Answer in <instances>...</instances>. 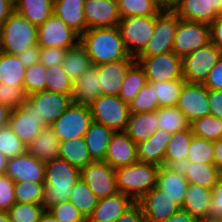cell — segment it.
Listing matches in <instances>:
<instances>
[{
	"instance_id": "obj_1",
	"label": "cell",
	"mask_w": 222,
	"mask_h": 222,
	"mask_svg": "<svg viewBox=\"0 0 222 222\" xmlns=\"http://www.w3.org/2000/svg\"><path fill=\"white\" fill-rule=\"evenodd\" d=\"M80 44L91 57L94 66L136 58L127 52L117 26L87 29L80 36Z\"/></svg>"
},
{
	"instance_id": "obj_2",
	"label": "cell",
	"mask_w": 222,
	"mask_h": 222,
	"mask_svg": "<svg viewBox=\"0 0 222 222\" xmlns=\"http://www.w3.org/2000/svg\"><path fill=\"white\" fill-rule=\"evenodd\" d=\"M80 179V170L61 158L45 163V189L43 204L45 210L57 203L69 201L73 186Z\"/></svg>"
},
{
	"instance_id": "obj_3",
	"label": "cell",
	"mask_w": 222,
	"mask_h": 222,
	"mask_svg": "<svg viewBox=\"0 0 222 222\" xmlns=\"http://www.w3.org/2000/svg\"><path fill=\"white\" fill-rule=\"evenodd\" d=\"M158 170V165L140 161L115 169L119 192L139 201L156 186Z\"/></svg>"
},
{
	"instance_id": "obj_4",
	"label": "cell",
	"mask_w": 222,
	"mask_h": 222,
	"mask_svg": "<svg viewBox=\"0 0 222 222\" xmlns=\"http://www.w3.org/2000/svg\"><path fill=\"white\" fill-rule=\"evenodd\" d=\"M38 43V27L14 10L0 28V51L18 55Z\"/></svg>"
},
{
	"instance_id": "obj_5",
	"label": "cell",
	"mask_w": 222,
	"mask_h": 222,
	"mask_svg": "<svg viewBox=\"0 0 222 222\" xmlns=\"http://www.w3.org/2000/svg\"><path fill=\"white\" fill-rule=\"evenodd\" d=\"M127 52L137 57L154 34L155 16L121 18L117 25Z\"/></svg>"
},
{
	"instance_id": "obj_6",
	"label": "cell",
	"mask_w": 222,
	"mask_h": 222,
	"mask_svg": "<svg viewBox=\"0 0 222 222\" xmlns=\"http://www.w3.org/2000/svg\"><path fill=\"white\" fill-rule=\"evenodd\" d=\"M92 121L113 131H125L129 116V104L119 96L100 95L90 105Z\"/></svg>"
},
{
	"instance_id": "obj_7",
	"label": "cell",
	"mask_w": 222,
	"mask_h": 222,
	"mask_svg": "<svg viewBox=\"0 0 222 222\" xmlns=\"http://www.w3.org/2000/svg\"><path fill=\"white\" fill-rule=\"evenodd\" d=\"M179 21V17L172 9H162L155 16L153 36L145 49L137 57H150L173 51V41Z\"/></svg>"
},
{
	"instance_id": "obj_8",
	"label": "cell",
	"mask_w": 222,
	"mask_h": 222,
	"mask_svg": "<svg viewBox=\"0 0 222 222\" xmlns=\"http://www.w3.org/2000/svg\"><path fill=\"white\" fill-rule=\"evenodd\" d=\"M222 57V48L213 43L198 48L182 58L183 78L188 83L204 84L210 70Z\"/></svg>"
},
{
	"instance_id": "obj_9",
	"label": "cell",
	"mask_w": 222,
	"mask_h": 222,
	"mask_svg": "<svg viewBox=\"0 0 222 222\" xmlns=\"http://www.w3.org/2000/svg\"><path fill=\"white\" fill-rule=\"evenodd\" d=\"M92 122L89 105L72 104L50 126L60 142L84 137Z\"/></svg>"
},
{
	"instance_id": "obj_10",
	"label": "cell",
	"mask_w": 222,
	"mask_h": 222,
	"mask_svg": "<svg viewBox=\"0 0 222 222\" xmlns=\"http://www.w3.org/2000/svg\"><path fill=\"white\" fill-rule=\"evenodd\" d=\"M136 61L145 71L147 82H166L184 79L182 58L173 51L150 57H136Z\"/></svg>"
},
{
	"instance_id": "obj_11",
	"label": "cell",
	"mask_w": 222,
	"mask_h": 222,
	"mask_svg": "<svg viewBox=\"0 0 222 222\" xmlns=\"http://www.w3.org/2000/svg\"><path fill=\"white\" fill-rule=\"evenodd\" d=\"M210 43L208 24L180 20L173 41V52L180 58Z\"/></svg>"
},
{
	"instance_id": "obj_12",
	"label": "cell",
	"mask_w": 222,
	"mask_h": 222,
	"mask_svg": "<svg viewBox=\"0 0 222 222\" xmlns=\"http://www.w3.org/2000/svg\"><path fill=\"white\" fill-rule=\"evenodd\" d=\"M80 178L99 199L119 192L115 169L105 161L89 163L80 170Z\"/></svg>"
},
{
	"instance_id": "obj_13",
	"label": "cell",
	"mask_w": 222,
	"mask_h": 222,
	"mask_svg": "<svg viewBox=\"0 0 222 222\" xmlns=\"http://www.w3.org/2000/svg\"><path fill=\"white\" fill-rule=\"evenodd\" d=\"M80 43V35L52 14L38 27V45L40 47H61L71 49Z\"/></svg>"
},
{
	"instance_id": "obj_14",
	"label": "cell",
	"mask_w": 222,
	"mask_h": 222,
	"mask_svg": "<svg viewBox=\"0 0 222 222\" xmlns=\"http://www.w3.org/2000/svg\"><path fill=\"white\" fill-rule=\"evenodd\" d=\"M36 110L43 126L54 123L72 104V97L52 91H37L26 98Z\"/></svg>"
},
{
	"instance_id": "obj_15",
	"label": "cell",
	"mask_w": 222,
	"mask_h": 222,
	"mask_svg": "<svg viewBox=\"0 0 222 222\" xmlns=\"http://www.w3.org/2000/svg\"><path fill=\"white\" fill-rule=\"evenodd\" d=\"M176 107L184 113L190 123L209 116L208 89L203 84L185 82Z\"/></svg>"
},
{
	"instance_id": "obj_16",
	"label": "cell",
	"mask_w": 222,
	"mask_h": 222,
	"mask_svg": "<svg viewBox=\"0 0 222 222\" xmlns=\"http://www.w3.org/2000/svg\"><path fill=\"white\" fill-rule=\"evenodd\" d=\"M35 111L26 99L22 107L10 112L8 125L26 146L34 141L44 127Z\"/></svg>"
},
{
	"instance_id": "obj_17",
	"label": "cell",
	"mask_w": 222,
	"mask_h": 222,
	"mask_svg": "<svg viewBox=\"0 0 222 222\" xmlns=\"http://www.w3.org/2000/svg\"><path fill=\"white\" fill-rule=\"evenodd\" d=\"M137 203L141 206L144 218L149 221L164 222L181 209L173 198L155 186Z\"/></svg>"
},
{
	"instance_id": "obj_18",
	"label": "cell",
	"mask_w": 222,
	"mask_h": 222,
	"mask_svg": "<svg viewBox=\"0 0 222 222\" xmlns=\"http://www.w3.org/2000/svg\"><path fill=\"white\" fill-rule=\"evenodd\" d=\"M5 174L14 182L45 183V163L26 152L8 159Z\"/></svg>"
},
{
	"instance_id": "obj_19",
	"label": "cell",
	"mask_w": 222,
	"mask_h": 222,
	"mask_svg": "<svg viewBox=\"0 0 222 222\" xmlns=\"http://www.w3.org/2000/svg\"><path fill=\"white\" fill-rule=\"evenodd\" d=\"M104 161L114 169L138 162L137 144L125 131H114Z\"/></svg>"
},
{
	"instance_id": "obj_20",
	"label": "cell",
	"mask_w": 222,
	"mask_h": 222,
	"mask_svg": "<svg viewBox=\"0 0 222 222\" xmlns=\"http://www.w3.org/2000/svg\"><path fill=\"white\" fill-rule=\"evenodd\" d=\"M168 167L186 177L188 183L213 189L219 181V170L214 164L190 162L187 158L172 161Z\"/></svg>"
},
{
	"instance_id": "obj_21",
	"label": "cell",
	"mask_w": 222,
	"mask_h": 222,
	"mask_svg": "<svg viewBox=\"0 0 222 222\" xmlns=\"http://www.w3.org/2000/svg\"><path fill=\"white\" fill-rule=\"evenodd\" d=\"M220 0H178L171 8L180 20L210 25L218 14Z\"/></svg>"
},
{
	"instance_id": "obj_22",
	"label": "cell",
	"mask_w": 222,
	"mask_h": 222,
	"mask_svg": "<svg viewBox=\"0 0 222 222\" xmlns=\"http://www.w3.org/2000/svg\"><path fill=\"white\" fill-rule=\"evenodd\" d=\"M83 9L87 29L114 27L121 19L117 0H85Z\"/></svg>"
},
{
	"instance_id": "obj_23",
	"label": "cell",
	"mask_w": 222,
	"mask_h": 222,
	"mask_svg": "<svg viewBox=\"0 0 222 222\" xmlns=\"http://www.w3.org/2000/svg\"><path fill=\"white\" fill-rule=\"evenodd\" d=\"M135 61L136 58H125L97 65L101 94L119 96L126 72Z\"/></svg>"
},
{
	"instance_id": "obj_24",
	"label": "cell",
	"mask_w": 222,
	"mask_h": 222,
	"mask_svg": "<svg viewBox=\"0 0 222 222\" xmlns=\"http://www.w3.org/2000/svg\"><path fill=\"white\" fill-rule=\"evenodd\" d=\"M135 203L131 197L121 192L101 198L87 222H114Z\"/></svg>"
},
{
	"instance_id": "obj_25",
	"label": "cell",
	"mask_w": 222,
	"mask_h": 222,
	"mask_svg": "<svg viewBox=\"0 0 222 222\" xmlns=\"http://www.w3.org/2000/svg\"><path fill=\"white\" fill-rule=\"evenodd\" d=\"M212 190L189 183L181 209L187 211L198 221L210 218Z\"/></svg>"
},
{
	"instance_id": "obj_26",
	"label": "cell",
	"mask_w": 222,
	"mask_h": 222,
	"mask_svg": "<svg viewBox=\"0 0 222 222\" xmlns=\"http://www.w3.org/2000/svg\"><path fill=\"white\" fill-rule=\"evenodd\" d=\"M170 138V133L158 129L149 139L137 144L138 160L158 166L163 165Z\"/></svg>"
},
{
	"instance_id": "obj_27",
	"label": "cell",
	"mask_w": 222,
	"mask_h": 222,
	"mask_svg": "<svg viewBox=\"0 0 222 222\" xmlns=\"http://www.w3.org/2000/svg\"><path fill=\"white\" fill-rule=\"evenodd\" d=\"M99 79L98 68L93 65L79 79L73 81L72 102L90 105L101 95Z\"/></svg>"
},
{
	"instance_id": "obj_28",
	"label": "cell",
	"mask_w": 222,
	"mask_h": 222,
	"mask_svg": "<svg viewBox=\"0 0 222 222\" xmlns=\"http://www.w3.org/2000/svg\"><path fill=\"white\" fill-rule=\"evenodd\" d=\"M85 0H54V13L80 36L87 30Z\"/></svg>"
},
{
	"instance_id": "obj_29",
	"label": "cell",
	"mask_w": 222,
	"mask_h": 222,
	"mask_svg": "<svg viewBox=\"0 0 222 222\" xmlns=\"http://www.w3.org/2000/svg\"><path fill=\"white\" fill-rule=\"evenodd\" d=\"M60 141L53 128L44 126L40 134L29 144L26 152L41 162H48L59 157Z\"/></svg>"
},
{
	"instance_id": "obj_30",
	"label": "cell",
	"mask_w": 222,
	"mask_h": 222,
	"mask_svg": "<svg viewBox=\"0 0 222 222\" xmlns=\"http://www.w3.org/2000/svg\"><path fill=\"white\" fill-rule=\"evenodd\" d=\"M188 184L186 177L181 176L167 165L159 166L156 186L165 191L181 207Z\"/></svg>"
},
{
	"instance_id": "obj_31",
	"label": "cell",
	"mask_w": 222,
	"mask_h": 222,
	"mask_svg": "<svg viewBox=\"0 0 222 222\" xmlns=\"http://www.w3.org/2000/svg\"><path fill=\"white\" fill-rule=\"evenodd\" d=\"M158 130L156 111L132 113L125 129L126 134L136 143L146 141Z\"/></svg>"
},
{
	"instance_id": "obj_32",
	"label": "cell",
	"mask_w": 222,
	"mask_h": 222,
	"mask_svg": "<svg viewBox=\"0 0 222 222\" xmlns=\"http://www.w3.org/2000/svg\"><path fill=\"white\" fill-rule=\"evenodd\" d=\"M114 131L92 121L84 135L88 152L93 161H104L111 135Z\"/></svg>"
},
{
	"instance_id": "obj_33",
	"label": "cell",
	"mask_w": 222,
	"mask_h": 222,
	"mask_svg": "<svg viewBox=\"0 0 222 222\" xmlns=\"http://www.w3.org/2000/svg\"><path fill=\"white\" fill-rule=\"evenodd\" d=\"M15 10L39 27L54 13V0H16Z\"/></svg>"
},
{
	"instance_id": "obj_34",
	"label": "cell",
	"mask_w": 222,
	"mask_h": 222,
	"mask_svg": "<svg viewBox=\"0 0 222 222\" xmlns=\"http://www.w3.org/2000/svg\"><path fill=\"white\" fill-rule=\"evenodd\" d=\"M59 158L64 159L79 170L93 162L84 137L60 142Z\"/></svg>"
},
{
	"instance_id": "obj_35",
	"label": "cell",
	"mask_w": 222,
	"mask_h": 222,
	"mask_svg": "<svg viewBox=\"0 0 222 222\" xmlns=\"http://www.w3.org/2000/svg\"><path fill=\"white\" fill-rule=\"evenodd\" d=\"M26 67L17 55L0 51V83L10 86H24Z\"/></svg>"
},
{
	"instance_id": "obj_36",
	"label": "cell",
	"mask_w": 222,
	"mask_h": 222,
	"mask_svg": "<svg viewBox=\"0 0 222 222\" xmlns=\"http://www.w3.org/2000/svg\"><path fill=\"white\" fill-rule=\"evenodd\" d=\"M92 66L91 57L80 43L68 50L65 60L62 62L63 71L72 81L79 79Z\"/></svg>"
},
{
	"instance_id": "obj_37",
	"label": "cell",
	"mask_w": 222,
	"mask_h": 222,
	"mask_svg": "<svg viewBox=\"0 0 222 222\" xmlns=\"http://www.w3.org/2000/svg\"><path fill=\"white\" fill-rule=\"evenodd\" d=\"M147 83V78L144 69L135 61L126 72L119 97L122 101L130 103L141 88Z\"/></svg>"
},
{
	"instance_id": "obj_38",
	"label": "cell",
	"mask_w": 222,
	"mask_h": 222,
	"mask_svg": "<svg viewBox=\"0 0 222 222\" xmlns=\"http://www.w3.org/2000/svg\"><path fill=\"white\" fill-rule=\"evenodd\" d=\"M158 129L173 134L190 128V122L178 107H161L156 110Z\"/></svg>"
},
{
	"instance_id": "obj_39",
	"label": "cell",
	"mask_w": 222,
	"mask_h": 222,
	"mask_svg": "<svg viewBox=\"0 0 222 222\" xmlns=\"http://www.w3.org/2000/svg\"><path fill=\"white\" fill-rule=\"evenodd\" d=\"M70 203L79 210L87 220L97 206L99 198L90 190L88 185L80 178L71 192Z\"/></svg>"
},
{
	"instance_id": "obj_40",
	"label": "cell",
	"mask_w": 222,
	"mask_h": 222,
	"mask_svg": "<svg viewBox=\"0 0 222 222\" xmlns=\"http://www.w3.org/2000/svg\"><path fill=\"white\" fill-rule=\"evenodd\" d=\"M193 136L191 127L171 134L165 154L164 165L168 166L172 161H179L187 158Z\"/></svg>"
},
{
	"instance_id": "obj_41",
	"label": "cell",
	"mask_w": 222,
	"mask_h": 222,
	"mask_svg": "<svg viewBox=\"0 0 222 222\" xmlns=\"http://www.w3.org/2000/svg\"><path fill=\"white\" fill-rule=\"evenodd\" d=\"M121 18L156 16L163 8L155 0H117Z\"/></svg>"
},
{
	"instance_id": "obj_42",
	"label": "cell",
	"mask_w": 222,
	"mask_h": 222,
	"mask_svg": "<svg viewBox=\"0 0 222 222\" xmlns=\"http://www.w3.org/2000/svg\"><path fill=\"white\" fill-rule=\"evenodd\" d=\"M185 82L184 79H175L166 82H152V88H155V95L158 99L159 108L176 107L180 92Z\"/></svg>"
},
{
	"instance_id": "obj_43",
	"label": "cell",
	"mask_w": 222,
	"mask_h": 222,
	"mask_svg": "<svg viewBox=\"0 0 222 222\" xmlns=\"http://www.w3.org/2000/svg\"><path fill=\"white\" fill-rule=\"evenodd\" d=\"M194 136L215 141L222 138V119L216 116H205L190 124Z\"/></svg>"
},
{
	"instance_id": "obj_44",
	"label": "cell",
	"mask_w": 222,
	"mask_h": 222,
	"mask_svg": "<svg viewBox=\"0 0 222 222\" xmlns=\"http://www.w3.org/2000/svg\"><path fill=\"white\" fill-rule=\"evenodd\" d=\"M45 183L15 182L14 194L16 203L43 204Z\"/></svg>"
},
{
	"instance_id": "obj_45",
	"label": "cell",
	"mask_w": 222,
	"mask_h": 222,
	"mask_svg": "<svg viewBox=\"0 0 222 222\" xmlns=\"http://www.w3.org/2000/svg\"><path fill=\"white\" fill-rule=\"evenodd\" d=\"M46 91L62 94H72L73 81L63 71L62 65H53L47 68Z\"/></svg>"
},
{
	"instance_id": "obj_46",
	"label": "cell",
	"mask_w": 222,
	"mask_h": 222,
	"mask_svg": "<svg viewBox=\"0 0 222 222\" xmlns=\"http://www.w3.org/2000/svg\"><path fill=\"white\" fill-rule=\"evenodd\" d=\"M157 109H159V103L155 95V88H152V82H147L129 103L130 114L156 111Z\"/></svg>"
},
{
	"instance_id": "obj_47",
	"label": "cell",
	"mask_w": 222,
	"mask_h": 222,
	"mask_svg": "<svg viewBox=\"0 0 222 222\" xmlns=\"http://www.w3.org/2000/svg\"><path fill=\"white\" fill-rule=\"evenodd\" d=\"M187 159L195 163L214 164L213 141L193 136Z\"/></svg>"
},
{
	"instance_id": "obj_48",
	"label": "cell",
	"mask_w": 222,
	"mask_h": 222,
	"mask_svg": "<svg viewBox=\"0 0 222 222\" xmlns=\"http://www.w3.org/2000/svg\"><path fill=\"white\" fill-rule=\"evenodd\" d=\"M44 211L40 204L15 203L7 214L10 222H38Z\"/></svg>"
},
{
	"instance_id": "obj_49",
	"label": "cell",
	"mask_w": 222,
	"mask_h": 222,
	"mask_svg": "<svg viewBox=\"0 0 222 222\" xmlns=\"http://www.w3.org/2000/svg\"><path fill=\"white\" fill-rule=\"evenodd\" d=\"M26 148L27 146L9 125L0 128V153L9 159L26 153Z\"/></svg>"
},
{
	"instance_id": "obj_50",
	"label": "cell",
	"mask_w": 222,
	"mask_h": 222,
	"mask_svg": "<svg viewBox=\"0 0 222 222\" xmlns=\"http://www.w3.org/2000/svg\"><path fill=\"white\" fill-rule=\"evenodd\" d=\"M47 71V68L41 62L26 68L24 91L27 96L37 91H46Z\"/></svg>"
},
{
	"instance_id": "obj_51",
	"label": "cell",
	"mask_w": 222,
	"mask_h": 222,
	"mask_svg": "<svg viewBox=\"0 0 222 222\" xmlns=\"http://www.w3.org/2000/svg\"><path fill=\"white\" fill-rule=\"evenodd\" d=\"M26 98L24 86H10L0 83V103L10 110L22 107Z\"/></svg>"
},
{
	"instance_id": "obj_52",
	"label": "cell",
	"mask_w": 222,
	"mask_h": 222,
	"mask_svg": "<svg viewBox=\"0 0 222 222\" xmlns=\"http://www.w3.org/2000/svg\"><path fill=\"white\" fill-rule=\"evenodd\" d=\"M48 211L58 222H87L70 201L57 203L48 209Z\"/></svg>"
},
{
	"instance_id": "obj_53",
	"label": "cell",
	"mask_w": 222,
	"mask_h": 222,
	"mask_svg": "<svg viewBox=\"0 0 222 222\" xmlns=\"http://www.w3.org/2000/svg\"><path fill=\"white\" fill-rule=\"evenodd\" d=\"M14 183L6 174L0 175V211H8L16 203Z\"/></svg>"
},
{
	"instance_id": "obj_54",
	"label": "cell",
	"mask_w": 222,
	"mask_h": 222,
	"mask_svg": "<svg viewBox=\"0 0 222 222\" xmlns=\"http://www.w3.org/2000/svg\"><path fill=\"white\" fill-rule=\"evenodd\" d=\"M69 49L61 47H41L40 60L46 68L53 65H62Z\"/></svg>"
},
{
	"instance_id": "obj_55",
	"label": "cell",
	"mask_w": 222,
	"mask_h": 222,
	"mask_svg": "<svg viewBox=\"0 0 222 222\" xmlns=\"http://www.w3.org/2000/svg\"><path fill=\"white\" fill-rule=\"evenodd\" d=\"M203 85L208 90H222V57L210 70L208 77Z\"/></svg>"
},
{
	"instance_id": "obj_56",
	"label": "cell",
	"mask_w": 222,
	"mask_h": 222,
	"mask_svg": "<svg viewBox=\"0 0 222 222\" xmlns=\"http://www.w3.org/2000/svg\"><path fill=\"white\" fill-rule=\"evenodd\" d=\"M41 47L37 44L25 49L22 53L18 54L20 62L26 67L36 64L40 60Z\"/></svg>"
},
{
	"instance_id": "obj_57",
	"label": "cell",
	"mask_w": 222,
	"mask_h": 222,
	"mask_svg": "<svg viewBox=\"0 0 222 222\" xmlns=\"http://www.w3.org/2000/svg\"><path fill=\"white\" fill-rule=\"evenodd\" d=\"M222 214V183L217 182L212 189V204L210 207V218H218Z\"/></svg>"
},
{
	"instance_id": "obj_58",
	"label": "cell",
	"mask_w": 222,
	"mask_h": 222,
	"mask_svg": "<svg viewBox=\"0 0 222 222\" xmlns=\"http://www.w3.org/2000/svg\"><path fill=\"white\" fill-rule=\"evenodd\" d=\"M210 115L222 119V90H208Z\"/></svg>"
},
{
	"instance_id": "obj_59",
	"label": "cell",
	"mask_w": 222,
	"mask_h": 222,
	"mask_svg": "<svg viewBox=\"0 0 222 222\" xmlns=\"http://www.w3.org/2000/svg\"><path fill=\"white\" fill-rule=\"evenodd\" d=\"M145 218L141 206L136 202L122 216L114 222H144Z\"/></svg>"
},
{
	"instance_id": "obj_60",
	"label": "cell",
	"mask_w": 222,
	"mask_h": 222,
	"mask_svg": "<svg viewBox=\"0 0 222 222\" xmlns=\"http://www.w3.org/2000/svg\"><path fill=\"white\" fill-rule=\"evenodd\" d=\"M210 42L215 46L222 48V16L217 18L209 25Z\"/></svg>"
},
{
	"instance_id": "obj_61",
	"label": "cell",
	"mask_w": 222,
	"mask_h": 222,
	"mask_svg": "<svg viewBox=\"0 0 222 222\" xmlns=\"http://www.w3.org/2000/svg\"><path fill=\"white\" fill-rule=\"evenodd\" d=\"M15 10V2L12 0H0V28Z\"/></svg>"
},
{
	"instance_id": "obj_62",
	"label": "cell",
	"mask_w": 222,
	"mask_h": 222,
	"mask_svg": "<svg viewBox=\"0 0 222 222\" xmlns=\"http://www.w3.org/2000/svg\"><path fill=\"white\" fill-rule=\"evenodd\" d=\"M164 222H199L195 217L191 216L187 211L180 209L172 214Z\"/></svg>"
},
{
	"instance_id": "obj_63",
	"label": "cell",
	"mask_w": 222,
	"mask_h": 222,
	"mask_svg": "<svg viewBox=\"0 0 222 222\" xmlns=\"http://www.w3.org/2000/svg\"><path fill=\"white\" fill-rule=\"evenodd\" d=\"M214 147V165L217 169L222 168V138L213 141Z\"/></svg>"
},
{
	"instance_id": "obj_64",
	"label": "cell",
	"mask_w": 222,
	"mask_h": 222,
	"mask_svg": "<svg viewBox=\"0 0 222 222\" xmlns=\"http://www.w3.org/2000/svg\"><path fill=\"white\" fill-rule=\"evenodd\" d=\"M11 110L0 103V128L8 125Z\"/></svg>"
},
{
	"instance_id": "obj_65",
	"label": "cell",
	"mask_w": 222,
	"mask_h": 222,
	"mask_svg": "<svg viewBox=\"0 0 222 222\" xmlns=\"http://www.w3.org/2000/svg\"><path fill=\"white\" fill-rule=\"evenodd\" d=\"M163 9L169 8L171 9L178 0H155Z\"/></svg>"
},
{
	"instance_id": "obj_66",
	"label": "cell",
	"mask_w": 222,
	"mask_h": 222,
	"mask_svg": "<svg viewBox=\"0 0 222 222\" xmlns=\"http://www.w3.org/2000/svg\"><path fill=\"white\" fill-rule=\"evenodd\" d=\"M8 163V158L0 153V175H3L6 173V166Z\"/></svg>"
},
{
	"instance_id": "obj_67",
	"label": "cell",
	"mask_w": 222,
	"mask_h": 222,
	"mask_svg": "<svg viewBox=\"0 0 222 222\" xmlns=\"http://www.w3.org/2000/svg\"><path fill=\"white\" fill-rule=\"evenodd\" d=\"M38 222H58L48 210H45Z\"/></svg>"
},
{
	"instance_id": "obj_68",
	"label": "cell",
	"mask_w": 222,
	"mask_h": 222,
	"mask_svg": "<svg viewBox=\"0 0 222 222\" xmlns=\"http://www.w3.org/2000/svg\"><path fill=\"white\" fill-rule=\"evenodd\" d=\"M0 222H10L7 211H0Z\"/></svg>"
},
{
	"instance_id": "obj_69",
	"label": "cell",
	"mask_w": 222,
	"mask_h": 222,
	"mask_svg": "<svg viewBox=\"0 0 222 222\" xmlns=\"http://www.w3.org/2000/svg\"><path fill=\"white\" fill-rule=\"evenodd\" d=\"M199 222H220L217 218H207L204 220H200Z\"/></svg>"
},
{
	"instance_id": "obj_70",
	"label": "cell",
	"mask_w": 222,
	"mask_h": 222,
	"mask_svg": "<svg viewBox=\"0 0 222 222\" xmlns=\"http://www.w3.org/2000/svg\"><path fill=\"white\" fill-rule=\"evenodd\" d=\"M218 16H222V0H220L219 8H218Z\"/></svg>"
},
{
	"instance_id": "obj_71",
	"label": "cell",
	"mask_w": 222,
	"mask_h": 222,
	"mask_svg": "<svg viewBox=\"0 0 222 222\" xmlns=\"http://www.w3.org/2000/svg\"><path fill=\"white\" fill-rule=\"evenodd\" d=\"M219 181L222 183V168L219 169Z\"/></svg>"
},
{
	"instance_id": "obj_72",
	"label": "cell",
	"mask_w": 222,
	"mask_h": 222,
	"mask_svg": "<svg viewBox=\"0 0 222 222\" xmlns=\"http://www.w3.org/2000/svg\"><path fill=\"white\" fill-rule=\"evenodd\" d=\"M217 219L222 222V214Z\"/></svg>"
},
{
	"instance_id": "obj_73",
	"label": "cell",
	"mask_w": 222,
	"mask_h": 222,
	"mask_svg": "<svg viewBox=\"0 0 222 222\" xmlns=\"http://www.w3.org/2000/svg\"><path fill=\"white\" fill-rule=\"evenodd\" d=\"M144 222H156V221H149V220H146V219H145V221H144Z\"/></svg>"
}]
</instances>
